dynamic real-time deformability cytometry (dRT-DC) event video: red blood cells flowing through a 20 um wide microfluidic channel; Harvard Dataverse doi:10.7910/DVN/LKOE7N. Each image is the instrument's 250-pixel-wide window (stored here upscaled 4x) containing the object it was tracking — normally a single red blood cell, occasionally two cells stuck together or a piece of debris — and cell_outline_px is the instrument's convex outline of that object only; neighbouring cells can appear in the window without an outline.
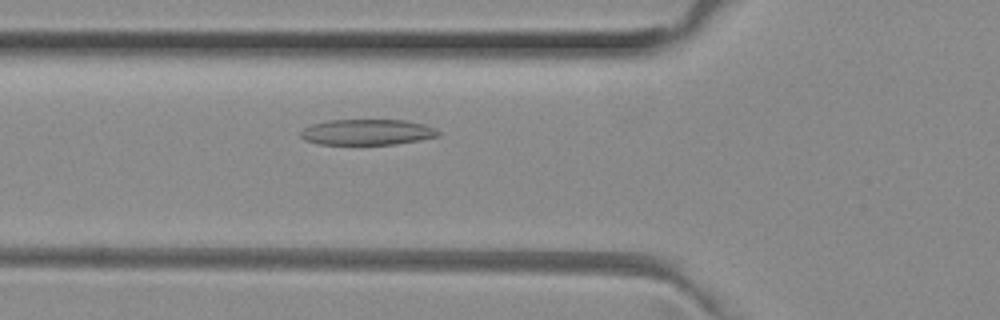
{"species": "common noctule bat (a hibernating species)", "species_latin": "Nyctalus noctula", "temperature_condition": "room temperature", "stored_images_in_passage": 35, "camera_frame_rate_fps": 3000, "um_per_image_px": 0.085, "animal": {"sex": "female", "body_mass_g": 29.2, "forearm_length_mm": 56.3}, "frame": {"image": 1, "passage_image": 6, "time_ms": 1.667, "image_size_px": [1000, 320], "cell_outline_px": [[440, 136], [420, 140], [396, 144], [320, 144], [304, 140], [300, 136], [300, 132], [304, 128], [312, 124], [328, 120], [404, 120], [424, 124], [436, 128], [440, 132]], "centroid_in_image_um": [31.23, 11.23], "position_along_channel_um": 94.6, "area_um2": 20.69}}
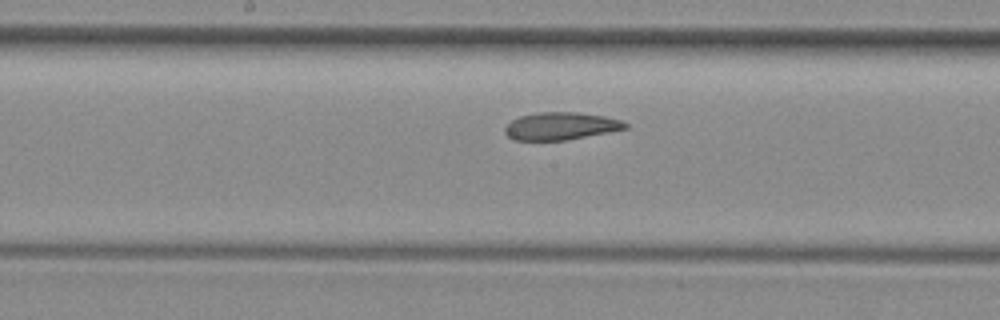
{"frame": {"image": 2, "passage_image": 14, "time_ms": 4.333, "image_size_px": [1000, 320], "cell_outline_px": [[628, 128], [608, 132], [564, 140], [516, 140], [508, 136], [504, 132], [504, 128], [512, 120], [520, 116], [540, 112], [576, 112], [604, 116], [620, 120], [628, 124]], "centroid_in_image_um": [47.65, 10.71], "position_along_channel_um": 200.5, "area_um2": 19.07}}
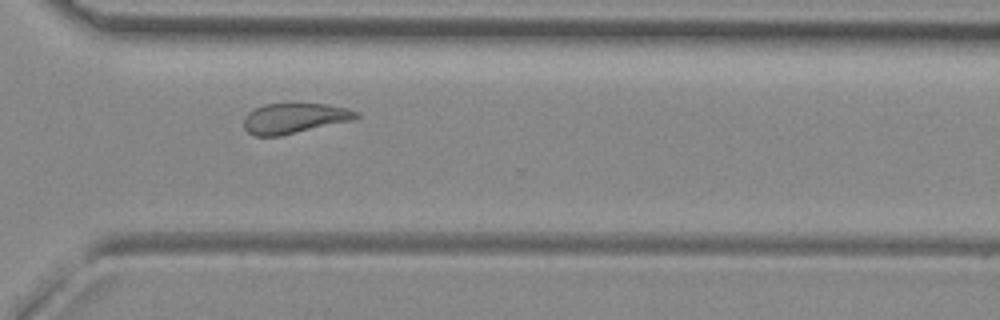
{"frame": {"image": 3, "passage_image": 25, "time_ms": 8.0, "image_size_px": [1000, 320], "cell_outline_px": [[360, 116], [352, 120], [280, 136], [252, 136], [244, 128], [244, 116], [248, 112], [264, 104], [328, 104], [348, 108], [360, 112]], "centroid_in_image_um": [25.02, 10.05], "position_along_channel_um": 345.6, "area_um2": 19.83}, "authors_computed_cell_mechanics": {"area_um2": 20.4034, "velocity_mm_per_s": 3.9588, "shape_relaxation_time_tau1_ms": null, "shape_relaxation_time_tau2_ms": 2.3954, "deformation_change_tau1": null, "deformation_change_tau2": 0.1009}}